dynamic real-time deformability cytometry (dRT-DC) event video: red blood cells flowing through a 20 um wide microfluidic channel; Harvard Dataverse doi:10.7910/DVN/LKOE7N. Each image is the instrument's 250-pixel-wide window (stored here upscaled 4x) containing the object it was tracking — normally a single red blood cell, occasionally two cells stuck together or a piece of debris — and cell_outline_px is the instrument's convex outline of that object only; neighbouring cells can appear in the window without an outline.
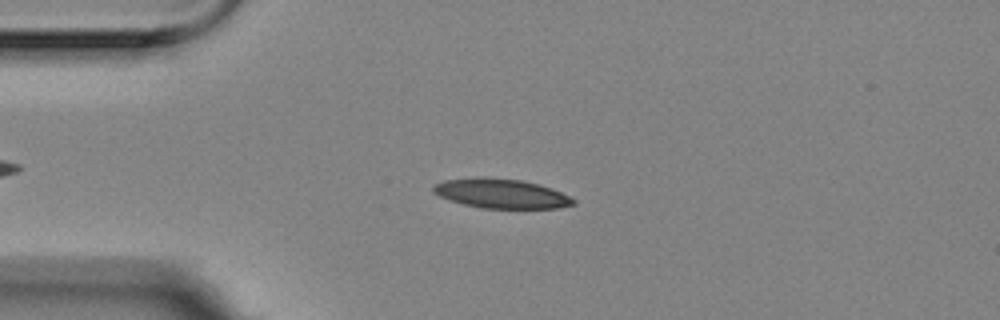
{"species": "Egyptian fruit bat (a non-hibernating species)", "species_latin": "Rousettus aegyptiacus", "temperature_condition": "room temperature", "stored_images_in_passage": 55, "camera_frame_rate_fps": 3000, "um_per_image_px": 0.085, "animal": {"sex": "female"}, "frame": {"image": 1, "passage_image": 11, "time_ms": 3.333, "image_size_px": [1000, 320], "cell_outline_px": [[576, 204], [556, 208], [480, 208], [464, 204], [440, 196], [432, 192], [432, 184], [444, 180], [480, 176], [520, 180], [540, 184], [552, 188], [576, 200]], "centroid_in_image_um": [42.58, 16.44], "position_along_channel_um": 42.4, "area_um2": 24.1}}
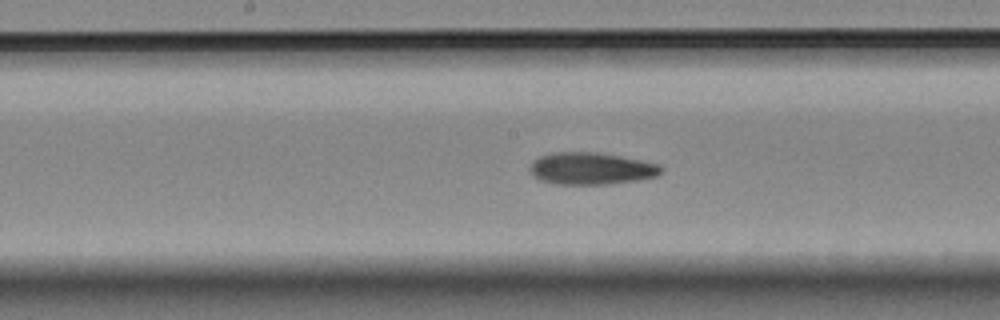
{"frame": {"image": 2, "passage_image": 26, "time_ms": 8.333, "image_size_px": [1000, 320], "cell_outline_px": [[664, 168], [656, 176], [636, 180], [608, 184], [552, 184], [540, 180], [532, 172], [532, 160], [540, 156], [552, 152], [596, 152], [620, 156], [660, 164]], "centroid_in_image_um": [50.26, 14.32], "position_along_channel_um": 197.9, "area_um2": 24.33}}
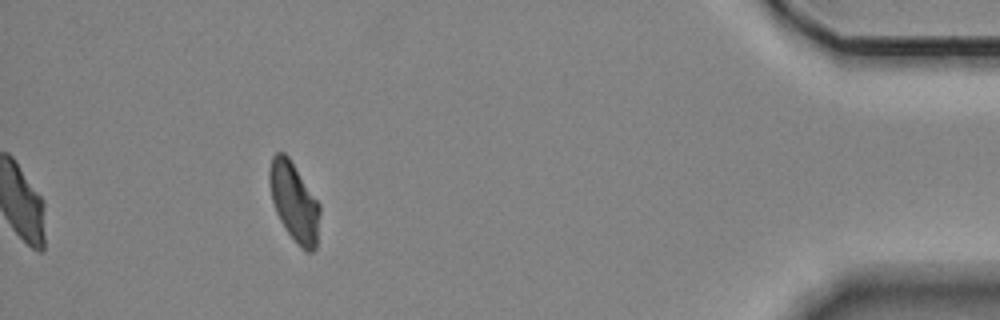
{"frame": {"image": 3, "passage_image": 49, "time_ms": 16.0, "image_size_px": [1000, 320], "cell_outline_px": [[320, 212], [316, 248], [312, 252], [304, 252], [300, 248], [284, 228], [276, 212], [272, 200], [268, 180], [268, 172], [272, 156], [276, 152], [284, 152], [288, 156], [320, 204]], "centroid_in_image_um": [24.99, 17.18], "position_along_channel_um": 410.2, "area_um2": 23.29}}